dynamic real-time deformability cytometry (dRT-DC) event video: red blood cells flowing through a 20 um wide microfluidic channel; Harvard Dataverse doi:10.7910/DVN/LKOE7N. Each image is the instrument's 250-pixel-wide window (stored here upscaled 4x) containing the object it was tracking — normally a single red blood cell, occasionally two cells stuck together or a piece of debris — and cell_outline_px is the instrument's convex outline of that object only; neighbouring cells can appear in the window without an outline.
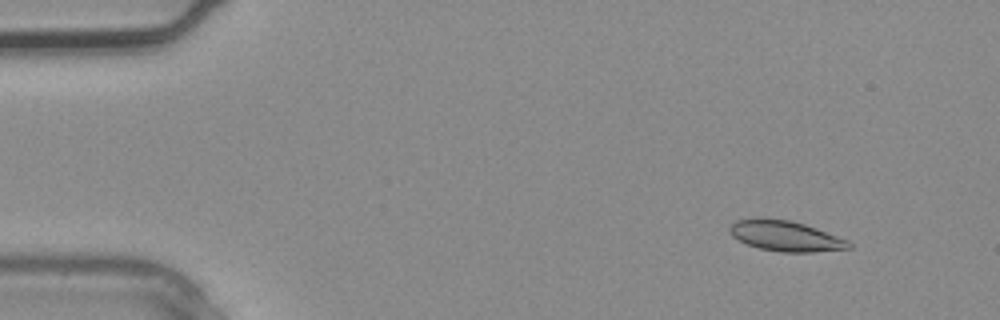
{"species": "common noctule bat (a hibernating species)", "species_latin": "Nyctalus noctula", "temperature_condition": "warm", "stored_images_in_passage": 3, "camera_frame_rate_fps": 3000, "um_per_image_px": 0.085, "animal": {"sex": "male", "body_mass_g": 20.4}, "frame": {"image": 1, "passage_image": 1, "time_ms": 0.0, "image_size_px": [1000, 320], "cell_outline_px": [[852, 248], [812, 252], [780, 252], [760, 248], [748, 244], [732, 236], [728, 232], [728, 228], [736, 220], [752, 216], [760, 216], [788, 220], [804, 224], [816, 228], [848, 240], [852, 244]], "centroid_in_image_um": [66.72, 20.03], "position_along_channel_um": 18.3, "area_um2": 21.39}}